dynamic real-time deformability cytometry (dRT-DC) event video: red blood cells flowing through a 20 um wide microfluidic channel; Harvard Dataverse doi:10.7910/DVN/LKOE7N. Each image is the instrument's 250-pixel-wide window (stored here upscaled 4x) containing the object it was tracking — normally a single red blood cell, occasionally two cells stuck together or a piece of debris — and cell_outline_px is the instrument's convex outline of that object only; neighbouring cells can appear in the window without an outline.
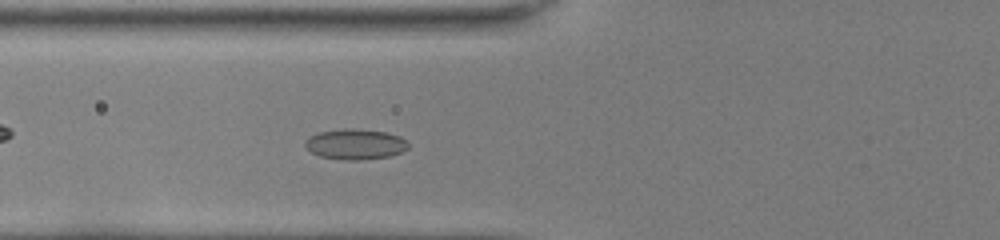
{"species": "common noctule bat (a hibernating species)", "species_latin": "Nyctalus noctula", "temperature_condition": "room temperature", "stored_images_in_passage": 43, "camera_frame_rate_fps": 3000, "um_per_image_px": 0.085, "animal": {"sex": "female", "body_mass_g": 22.0, "forearm_length_mm": 56.7}, "frame": {"image": 1, "passage_image": 13, "time_ms": 4.0, "image_size_px": [1000, 240], "cell_outline_px": [[408, 148], [400, 152], [388, 156], [360, 160], [344, 160], [320, 156], [312, 152], [304, 144], [304, 140], [308, 136], [316, 132], [344, 128], [352, 128], [384, 132], [400, 136], [408, 144]], "centroid_in_image_um": [30.14, 12.24], "position_along_channel_um": 95.7, "area_um2": 18.26}}
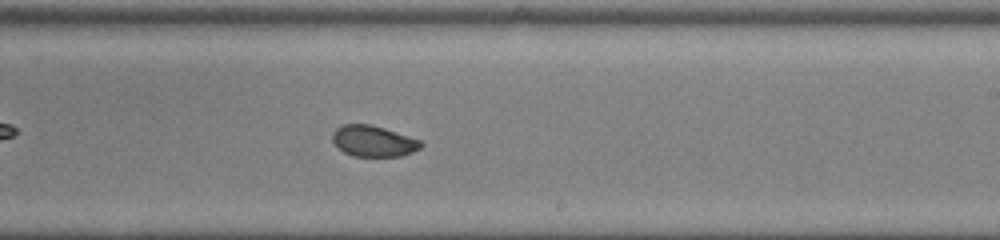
{"frame": {"image": 2, "passage_image": 25, "time_ms": 8.0, "image_size_px": [1000, 240], "cell_outline_px": [[424, 144], [420, 148], [412, 152], [400, 156], [352, 156], [344, 152], [332, 140], [332, 132], [336, 128], [344, 124], [368, 124], [384, 128], [420, 140]], "centroid_in_image_um": [31.73, 11.99], "position_along_channel_um": 257.3, "area_um2": 15.84}}
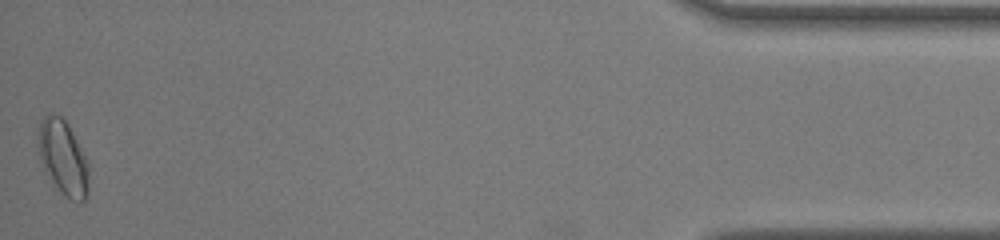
{"frame": {"image": 3, "passage_image": 43, "time_ms": 14.0, "image_size_px": [1000, 240], "cell_outline_px": [[88, 196], [84, 200], [72, 200], [64, 196], [60, 192], [44, 168], [40, 160], [40, 120], [48, 112], [52, 112], [60, 116], [68, 124], [88, 160]], "centroid_in_image_um": [5.4, 13.39], "position_along_channel_um": 429.8, "area_um2": 21.68}, "authors_computed_cell_mechanics": {"area_um2": 16.8198, "velocity_mm_per_s": 4.0428, "shape_relaxation_time_tau1_ms": null, "shape_relaxation_time_tau2_ms": 0.827, "deformation_change_tau1": null, "deformation_change_tau2": 0.046}}